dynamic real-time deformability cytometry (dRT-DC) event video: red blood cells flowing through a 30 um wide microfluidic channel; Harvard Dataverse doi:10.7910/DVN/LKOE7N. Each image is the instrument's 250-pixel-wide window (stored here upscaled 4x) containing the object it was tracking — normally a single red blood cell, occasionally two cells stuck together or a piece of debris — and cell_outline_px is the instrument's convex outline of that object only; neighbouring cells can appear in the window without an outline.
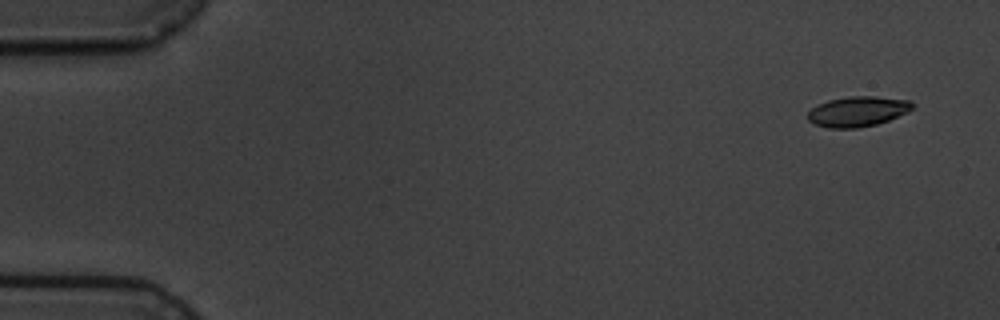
{"species": "common noctule bat (a hibernating species)", "species_latin": "Nyctalus noctula", "temperature_condition": "cold", "stored_images_in_passage": 5, "camera_frame_rate_fps": 3000, "um_per_image_px": 0.085, "animal": {"sex": "male", "body_mass_g": 19.5, "forearm_length_mm": 54.6}, "frame": {"image": 1, "passage_image": 1, "time_ms": 0.0, "image_size_px": [1000, 320], "cell_outline_px": [[916, 104], [908, 112], [888, 120], [876, 124], [856, 128], [828, 128], [816, 124], [808, 120], [808, 112], [816, 104], [828, 100], [848, 96], [876, 96], [912, 100]], "centroid_in_image_um": [72.92, 9.46], "position_along_channel_um": 12.1, "area_um2": 18.55}}
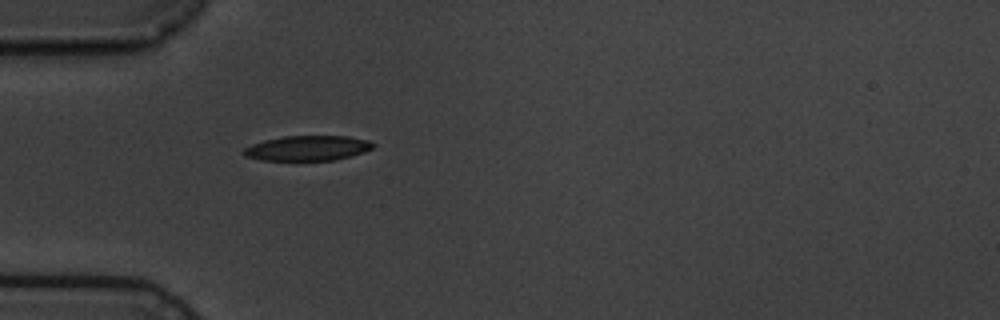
{"frame": {"image": 2, "passage_image": 5, "time_ms": 4.667, "image_size_px": [1000, 320], "cell_outline_px": [[376, 144], [372, 148], [364, 152], [332, 160], [260, 160], [244, 156], [244, 148], [252, 144], [264, 140], [284, 136], [348, 136], [368, 140]], "centroid_in_image_um": [26.13, 12.58], "position_along_channel_um": 58.9, "area_um2": 18.73}}